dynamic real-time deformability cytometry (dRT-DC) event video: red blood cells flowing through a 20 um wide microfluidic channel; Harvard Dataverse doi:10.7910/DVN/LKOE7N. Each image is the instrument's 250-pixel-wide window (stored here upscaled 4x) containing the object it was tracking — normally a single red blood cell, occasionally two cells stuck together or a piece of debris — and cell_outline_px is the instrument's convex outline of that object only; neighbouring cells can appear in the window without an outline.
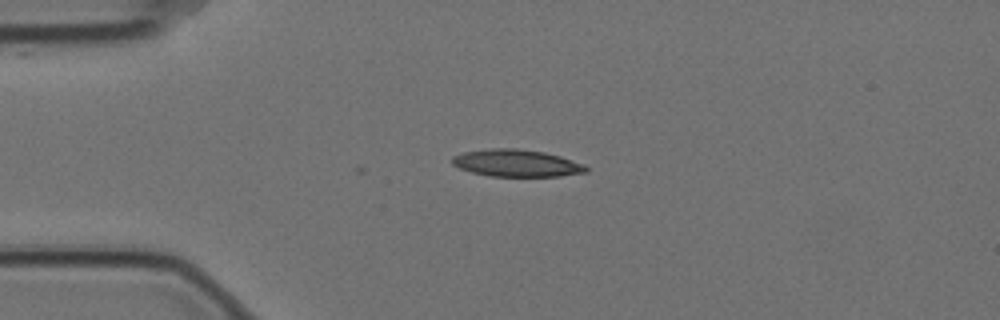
{"species": "Egyptian fruit bat (a non-hibernating species)", "species_latin": "Rousettus aegyptiacus", "temperature_condition": "cold", "stored_images_in_passage": 3, "camera_frame_rate_fps": 3000, "um_per_image_px": 0.085, "animal": {"sex": "female"}, "frame": {"image": 1, "passage_image": 1, "time_ms": 0.0, "image_size_px": [1000, 320], "cell_outline_px": [[588, 172], [560, 176], [492, 176], [472, 172], [460, 168], [452, 164], [452, 156], [464, 152], [488, 148], [516, 148], [544, 152], [560, 156], [584, 164], [588, 168]], "centroid_in_image_um": [43.91, 13.86], "position_along_channel_um": 41.1, "area_um2": 21.15}}